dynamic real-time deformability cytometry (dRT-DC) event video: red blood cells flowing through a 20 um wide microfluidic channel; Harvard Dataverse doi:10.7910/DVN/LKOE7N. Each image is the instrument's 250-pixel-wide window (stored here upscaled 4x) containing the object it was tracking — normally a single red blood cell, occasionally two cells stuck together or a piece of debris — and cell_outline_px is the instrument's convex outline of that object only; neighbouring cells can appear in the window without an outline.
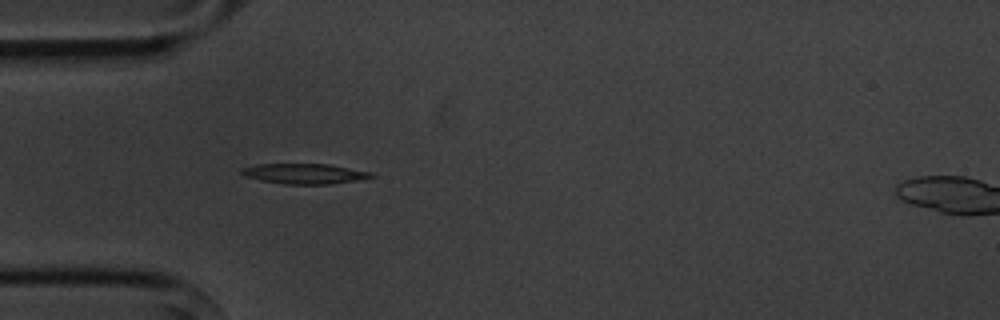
{"species": "common noctule bat (a hibernating species)", "species_latin": "Nyctalus noctula", "temperature_condition": "cold", "stored_images_in_passage": 4, "camera_frame_rate_fps": 3000, "um_per_image_px": 0.085, "animal": {"sex": "male", "body_mass_g": 20.1, "forearm_length_mm": 53.5}, "frame": {"image": 1, "passage_image": 3, "time_ms": 2.333, "image_size_px": [1000, 320], "cell_outline_px": [[376, 176], [360, 180], [332, 184], [284, 184], [260, 180], [244, 176], [240, 172], [240, 168], [256, 164], [328, 164], [372, 172]], "centroid_in_image_um": [25.88, 14.76], "position_along_channel_um": 59.1, "area_um2": 15.43}}